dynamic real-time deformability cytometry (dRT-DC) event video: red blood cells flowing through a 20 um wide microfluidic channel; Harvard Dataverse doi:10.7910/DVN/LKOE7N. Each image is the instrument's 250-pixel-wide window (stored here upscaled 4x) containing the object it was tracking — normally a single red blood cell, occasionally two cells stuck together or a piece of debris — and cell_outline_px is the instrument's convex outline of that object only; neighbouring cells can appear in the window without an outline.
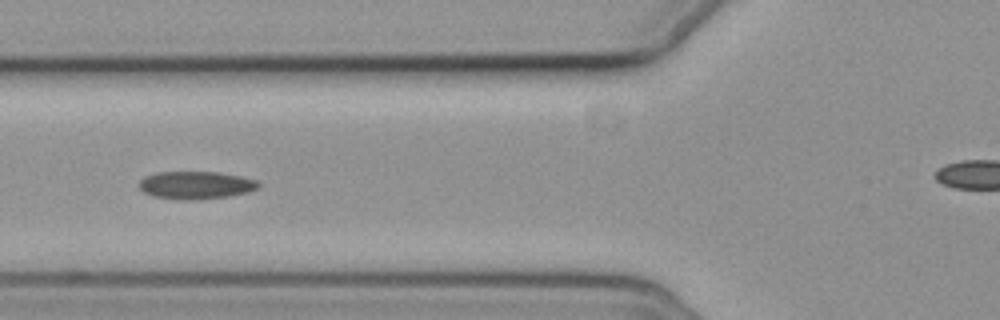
{"species": "common noctule bat (a hibernating species)", "species_latin": "Nyctalus noctula", "temperature_condition": "cold", "stored_images_in_passage": 11, "camera_frame_rate_fps": 3000, "um_per_image_px": 0.085, "animal": {"sex": "female", "body_mass_g": 19.3, "forearm_length_mm": 54.1}, "frame": {"image": 1, "passage_image": 5, "time_ms": 4.667, "image_size_px": [1000, 320], "cell_outline_px": [[260, 184], [256, 188], [248, 192], [228, 196], [196, 200], [176, 200], [152, 196], [144, 192], [140, 188], [140, 180], [144, 176], [156, 172], [216, 172], [240, 176], [256, 180]], "centroid_in_image_um": [16.61, 15.74], "position_along_channel_um": 109.2, "area_um2": 19.31}}
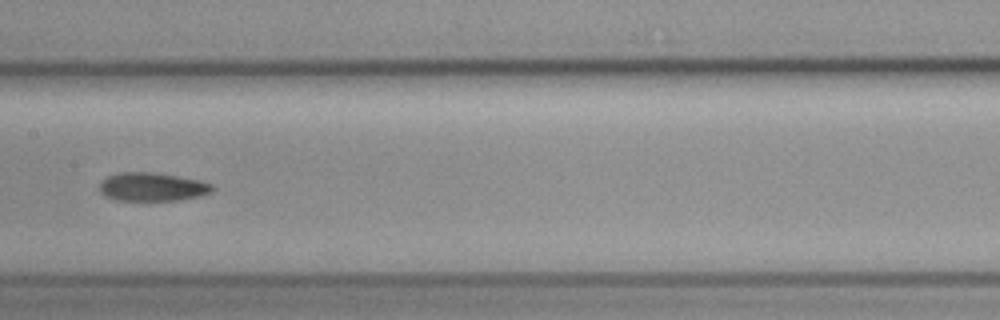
{"frame": {"image": 2, "passage_image": 7, "time_ms": 7.0, "image_size_px": [1000, 320], "cell_outline_px": [[216, 188], [200, 196], [180, 200], [116, 200], [104, 196], [100, 192], [100, 180], [108, 176], [120, 172], [156, 172], [200, 180], [212, 184]], "centroid_in_image_um": [12.93, 15.87], "position_along_channel_um": 194.5, "area_um2": 18.84}}
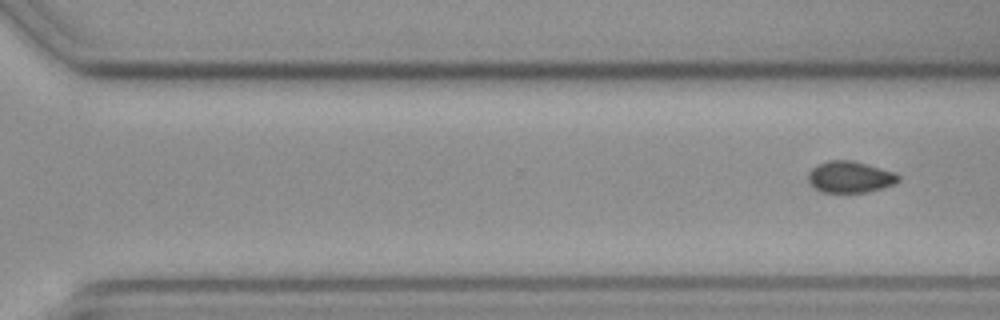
{"frame": {"image": 3, "passage_image": 11, "time_ms": 12.333, "image_size_px": [1000, 320], "cell_outline_px": [[900, 180], [892, 184], [868, 192], [820, 192], [812, 188], [808, 184], [808, 172], [816, 164], [828, 160], [852, 160], [868, 164], [896, 172], [900, 176]], "centroid_in_image_um": [72.2, 15.03], "position_along_channel_um": 298.4, "area_um2": 16.82}}